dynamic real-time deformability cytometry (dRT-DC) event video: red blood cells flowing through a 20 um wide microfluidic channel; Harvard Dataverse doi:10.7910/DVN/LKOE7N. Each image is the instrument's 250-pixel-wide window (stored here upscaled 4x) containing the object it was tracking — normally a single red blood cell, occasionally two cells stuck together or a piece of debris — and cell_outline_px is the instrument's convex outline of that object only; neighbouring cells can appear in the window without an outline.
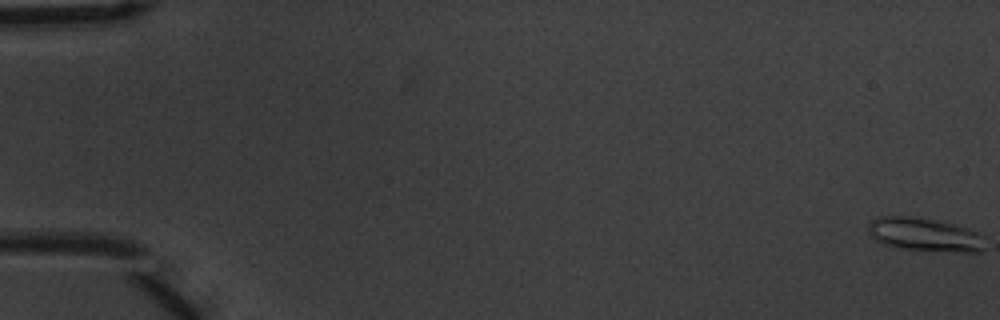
{"species": "common noctule bat (a hibernating species)", "species_latin": "Nyctalus noctula", "temperature_condition": "warm", "stored_images_in_passage": 6, "segment_of_instrument_passage": [2, 2], "camera_frame_rate_fps": 3000, "um_per_image_px": 0.085, "animal": {"sex": "male", "body_mass_g": 20.1, "forearm_length_mm": 53.5}, "frame": {"image": 1, "passage_image": 6, "time_ms": 1.667, "image_size_px": [1000, 320], "cell_outline_px": [[984, 252], [960, 252], [896, 248], [884, 244], [876, 240], [868, 232], [868, 224], [876, 216], [920, 216], [956, 224], [968, 228], [984, 236]], "centroid_in_image_um": [78.61, 19.92], "position_along_channel_um": 6.4, "area_um2": 23.24}}